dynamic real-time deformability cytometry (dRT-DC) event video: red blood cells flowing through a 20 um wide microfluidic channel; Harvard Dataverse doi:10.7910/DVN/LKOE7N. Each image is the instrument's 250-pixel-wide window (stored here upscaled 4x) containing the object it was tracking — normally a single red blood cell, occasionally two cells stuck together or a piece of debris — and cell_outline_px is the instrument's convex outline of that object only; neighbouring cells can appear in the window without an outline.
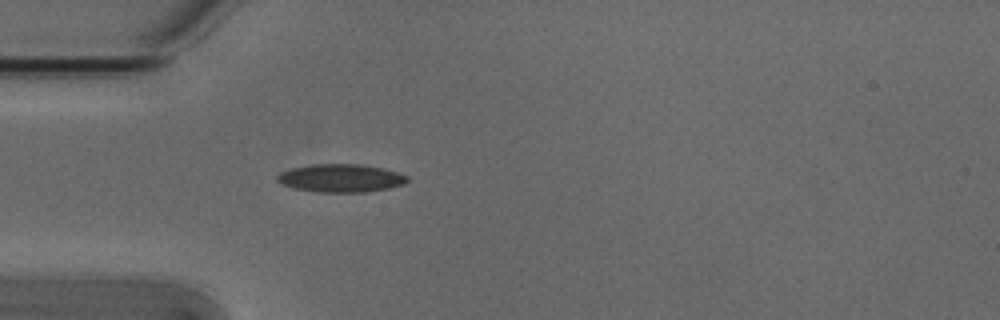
{"species": "Egyptian fruit bat (a non-hibernating species)", "species_latin": "Rousettus aegyptiacus", "temperature_condition": "cold", "stored_images_in_passage": 1, "camera_frame_rate_fps": 3000, "um_per_image_px": 0.085, "animal": {"sex": "male"}, "frame": {"image": 1, "passage_image": 1, "time_ms": 0.0, "image_size_px": [1000, 320], "cell_outline_px": [[408, 180], [404, 184], [388, 188], [364, 192], [316, 192], [292, 188], [280, 184], [276, 180], [276, 176], [280, 172], [292, 168], [312, 164], [360, 164], [384, 168], [408, 176]], "centroid_in_image_um": [28.93, 15.14], "position_along_channel_um": 56.1, "area_um2": 21.39}}